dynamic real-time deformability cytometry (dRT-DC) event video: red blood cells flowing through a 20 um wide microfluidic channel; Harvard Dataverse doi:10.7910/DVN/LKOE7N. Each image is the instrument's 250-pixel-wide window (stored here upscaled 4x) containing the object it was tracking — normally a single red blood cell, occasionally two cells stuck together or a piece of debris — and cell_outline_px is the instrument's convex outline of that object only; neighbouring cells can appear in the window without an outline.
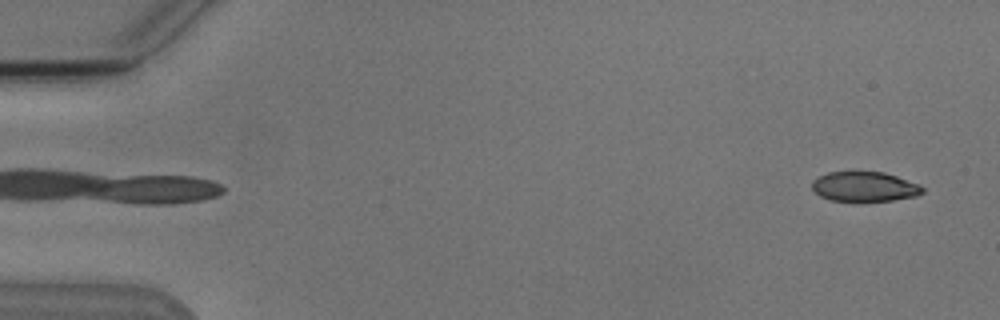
{"species": "Egyptian fruit bat (a non-hibernating species)", "species_latin": "Rousettus aegyptiacus", "temperature_condition": "cold", "stored_images_in_passage": 4, "camera_frame_rate_fps": 3000, "um_per_image_px": 0.085, "animal": {"sex": "male"}, "frame": {"image": 1, "passage_image": 4, "time_ms": 3.667, "image_size_px": [1000, 320], "cell_outline_px": [[924, 192], [916, 196], [892, 200], [828, 200], [820, 196], [812, 188], [812, 180], [828, 172], [856, 168], [884, 172], [896, 176], [916, 184], [924, 188]], "centroid_in_image_um": [73.43, 15.8], "position_along_channel_um": 11.6, "area_um2": 19.59}}